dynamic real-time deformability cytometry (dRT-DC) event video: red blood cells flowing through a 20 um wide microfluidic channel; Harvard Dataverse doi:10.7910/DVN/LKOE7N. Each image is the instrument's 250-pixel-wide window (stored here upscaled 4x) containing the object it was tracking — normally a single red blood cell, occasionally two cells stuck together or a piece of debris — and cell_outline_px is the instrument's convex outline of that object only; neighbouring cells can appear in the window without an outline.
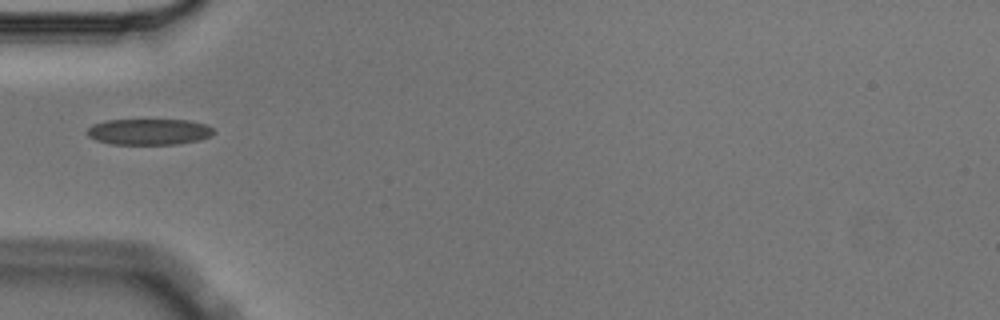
{"species": "Egyptian fruit bat (a non-hibernating species)", "species_latin": "Rousettus aegyptiacus", "temperature_condition": "cold", "stored_images_in_passage": 1, "camera_frame_rate_fps": 3000, "um_per_image_px": 0.085, "animal": {"sex": "male"}, "frame": {"image": 1, "passage_image": 1, "time_ms": 0.0, "image_size_px": [1000, 320], "cell_outline_px": [[216, 132], [212, 136], [200, 140], [176, 144], [112, 144], [96, 140], [88, 136], [84, 132], [92, 124], [104, 120], [188, 120], [208, 124]], "centroid_in_image_um": [12.67, 11.19], "position_along_channel_um": 72.3, "area_um2": 19.48}}